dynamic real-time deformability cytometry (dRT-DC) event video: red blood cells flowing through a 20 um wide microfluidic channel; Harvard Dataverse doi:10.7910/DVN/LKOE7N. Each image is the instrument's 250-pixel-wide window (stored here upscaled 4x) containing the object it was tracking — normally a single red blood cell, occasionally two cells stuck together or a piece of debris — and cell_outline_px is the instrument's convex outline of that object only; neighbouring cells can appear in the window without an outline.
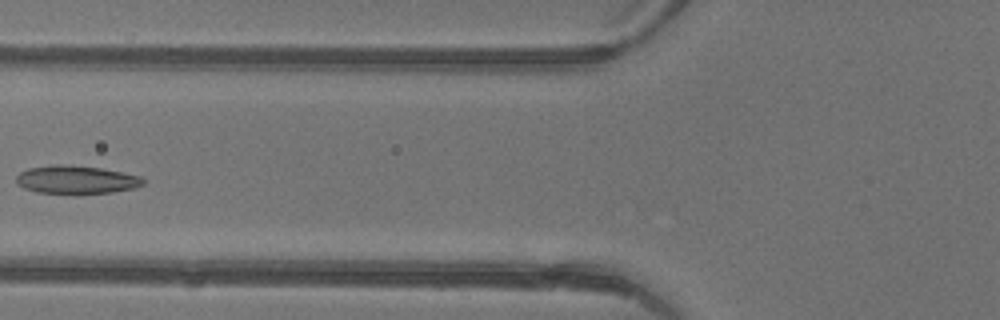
{"species": "common noctule bat (a hibernating species)", "species_latin": "Nyctalus noctula", "temperature_condition": "warm", "stored_images_in_passage": 3, "camera_frame_rate_fps": 3000, "um_per_image_px": 0.085, "animal": {"sex": "female"}, "frame": {"image": 1, "passage_image": 3, "time_ms": 0.667, "image_size_px": [1000, 320], "cell_outline_px": [[144, 184], [136, 188], [112, 192], [76, 196], [36, 192], [24, 188], [16, 180], [16, 176], [20, 172], [28, 168], [56, 164], [64, 164], [100, 168], [140, 176], [144, 180]], "centroid_in_image_um": [6.48, 15.31], "position_along_channel_um": 119.3, "area_um2": 21.39}}